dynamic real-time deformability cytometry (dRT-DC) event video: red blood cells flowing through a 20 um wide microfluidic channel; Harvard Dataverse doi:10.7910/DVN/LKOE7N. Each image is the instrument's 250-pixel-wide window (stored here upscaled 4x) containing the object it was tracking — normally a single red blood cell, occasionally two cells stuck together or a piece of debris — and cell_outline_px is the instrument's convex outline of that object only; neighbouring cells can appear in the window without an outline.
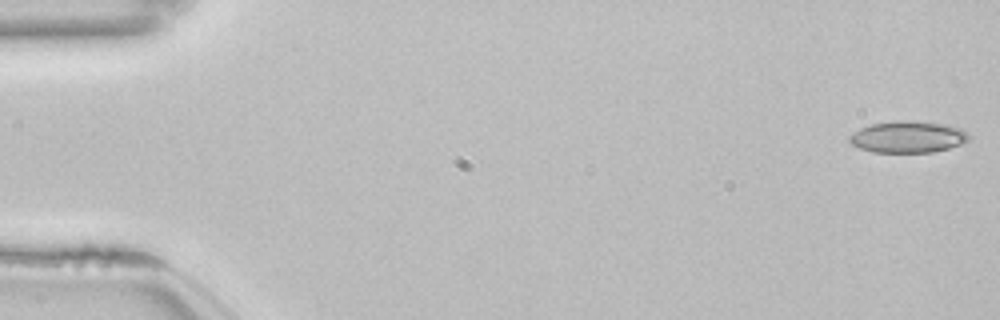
{"species": "common noctule bat (a hibernating species)", "species_latin": "Nyctalus noctula", "temperature_condition": "room temperature", "stored_images_in_passage": 53, "camera_frame_rate_fps": 3000, "um_per_image_px": 0.085, "animal": {"sex": "female", "body_mass_g": 22.7, "forearm_length_mm": 54.2}, "frame": {"image": 1, "passage_image": 1, "time_ms": 0.0, "image_size_px": [1000, 320], "cell_outline_px": [[968, 140], [960, 144], [948, 148], [932, 152], [872, 152], [860, 148], [852, 144], [848, 140], [848, 136], [852, 132], [860, 128], [872, 124], [896, 120], [908, 120], [948, 124], [960, 128], [968, 132]], "centroid_in_image_um": [77.15, 11.62], "position_along_channel_um": 7.9, "area_um2": 22.08}}
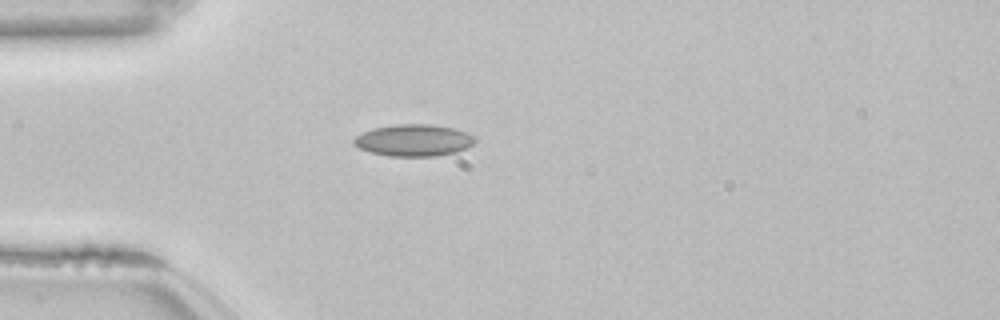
{"frame": {"image": 2, "passage_image": 15, "time_ms": 4.667, "image_size_px": [1000, 320], "cell_outline_px": [[476, 140], [472, 144], [456, 152], [436, 156], [388, 156], [372, 152], [360, 148], [352, 140], [356, 136], [372, 128], [396, 124], [432, 124], [452, 128], [468, 132]], "centroid_in_image_um": [35.17, 11.92], "position_along_channel_um": 49.8, "area_um2": 22.25}}
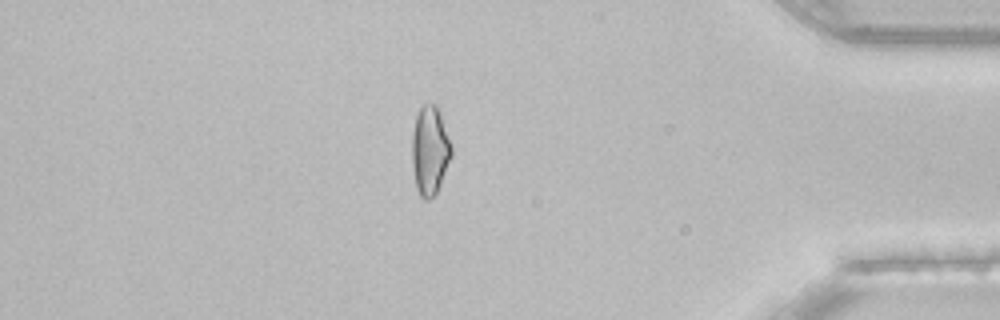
{"frame": {"image": 3, "passage_image": 46, "time_ms": 15.0, "image_size_px": [1000, 320], "cell_outline_px": [[452, 156], [440, 184], [436, 192], [428, 200], [424, 200], [420, 196], [416, 188], [412, 164], [412, 132], [416, 116], [420, 108], [424, 104], [436, 104], [440, 112], [452, 144]], "centroid_in_image_um": [36.54, 12.78], "position_along_channel_um": 398.7, "area_um2": 20.52}, "authors_computed_cell_mechanics": {"area_um2": 20.519, "velocity_mm_per_s": 3.8568, "shape_relaxation_time_tau1_ms": 7.3908, "shape_relaxation_time_tau2_ms": 2.4351, "deformation_change_tau1": 0.1437, "deformation_change_tau2": 0.0793}}